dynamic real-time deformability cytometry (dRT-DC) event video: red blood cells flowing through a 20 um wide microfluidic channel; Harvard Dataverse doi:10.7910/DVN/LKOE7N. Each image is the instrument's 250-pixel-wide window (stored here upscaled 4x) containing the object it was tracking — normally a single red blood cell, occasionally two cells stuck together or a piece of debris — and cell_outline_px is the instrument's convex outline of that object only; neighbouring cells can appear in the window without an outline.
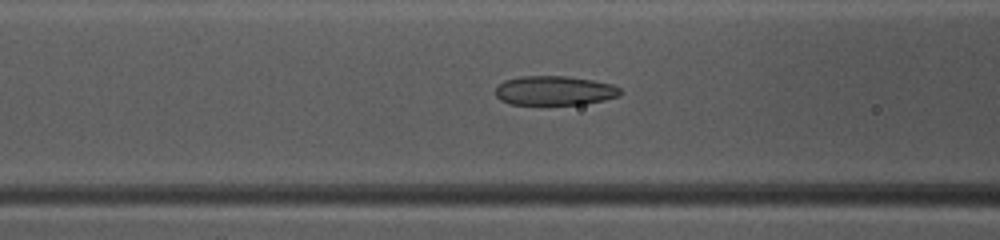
{"species": "common noctule bat (a hibernating species)", "species_latin": "Nyctalus noctula", "temperature_condition": "warm", "stored_images_in_passage": 48, "camera_frame_rate_fps": 3000, "um_per_image_px": 0.085, "animal": {"sex": "female", "body_mass_g": 10.0, "forearm_length_mm": 53.1}, "frame": {"image": 1, "passage_image": 19, "time_ms": 6.0, "image_size_px": [1000, 240], "cell_outline_px": [[620, 96], [604, 100], [584, 104], [508, 104], [500, 100], [496, 96], [496, 88], [504, 80], [520, 76], [568, 76], [592, 80], [612, 84], [620, 88]], "centroid_in_image_um": [47.13, 7.7], "position_along_channel_um": 119.5, "area_um2": 21.33}}
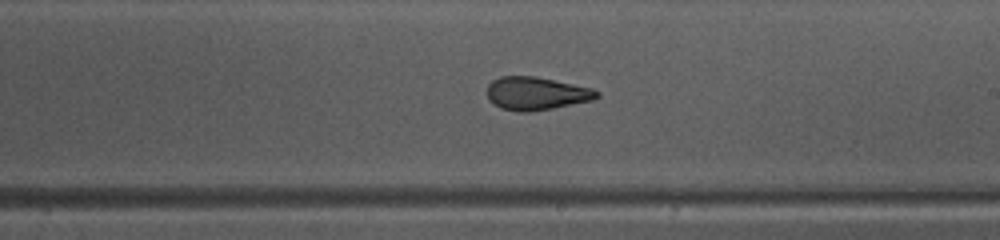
{"frame": {"image": 2, "passage_image": 28, "time_ms": 9.0, "image_size_px": [1000, 240], "cell_outline_px": [[600, 96], [592, 100], [552, 108], [528, 112], [516, 112], [500, 108], [488, 100], [488, 84], [492, 80], [500, 76], [536, 76], [592, 88], [600, 92]], "centroid_in_image_um": [45.56, 7.94], "position_along_channel_um": 243.4, "area_um2": 21.21}}
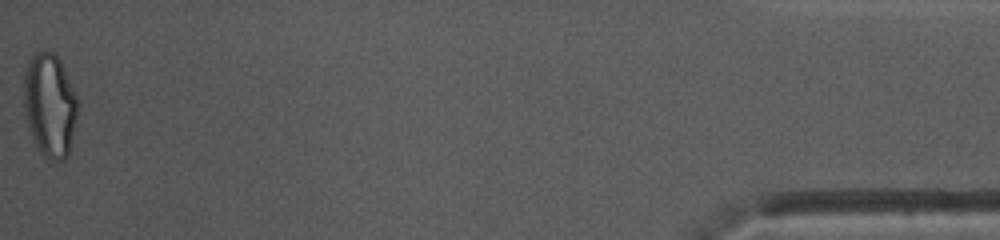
{"frame": {"image": 3, "passage_image": 48, "time_ms": 15.667, "image_size_px": [1000, 240], "cell_outline_px": [[76, 116], [68, 156], [64, 160], [52, 160], [44, 156], [36, 148], [28, 128], [24, 112], [24, 76], [28, 60], [32, 52], [52, 52], [60, 60], [76, 96]], "centroid_in_image_um": [4.19, 8.95], "position_along_channel_um": 431.0, "area_um2": 32.31}, "authors_computed_cell_mechanics": {"area_um2": 22.5998, "velocity_mm_per_s": 4.1191, "shape_relaxation_time_tau1_ms": 6.2349, "shape_relaxation_time_tau2_ms": 1.5048, "deformation_change_tau1": 0.1756, "deformation_change_tau2": 0.0936}}